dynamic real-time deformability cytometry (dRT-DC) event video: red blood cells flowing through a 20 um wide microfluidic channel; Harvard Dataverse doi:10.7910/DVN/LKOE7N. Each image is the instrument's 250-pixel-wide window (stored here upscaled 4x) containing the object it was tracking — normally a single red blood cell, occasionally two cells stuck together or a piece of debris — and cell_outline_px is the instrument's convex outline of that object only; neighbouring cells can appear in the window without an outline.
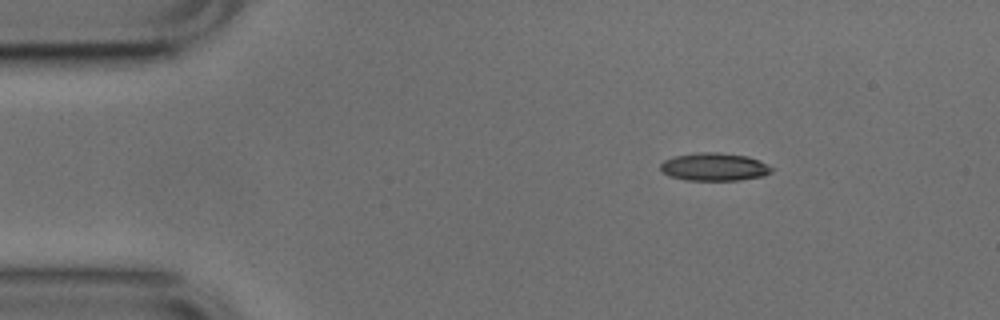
{"species": "common noctule bat (a hibernating species)", "species_latin": "Nyctalus noctula", "temperature_condition": "cold", "stored_images_in_passage": 46, "camera_frame_rate_fps": 3000, "um_per_image_px": 0.085, "animal": {"sex": "male", "body_mass_g": 17.9, "forearm_length_mm": 54.2}, "frame": {"image": 1, "passage_image": 1, "time_ms": 0.0, "image_size_px": [1000, 320], "cell_outline_px": [[772, 172], [764, 176], [740, 180], [688, 180], [668, 176], [660, 168], [660, 164], [664, 160], [672, 156], [696, 152], [720, 152], [748, 156], [772, 168]], "centroid_in_image_um": [60.67, 14.18], "position_along_channel_um": 24.3, "area_um2": 18.09}}
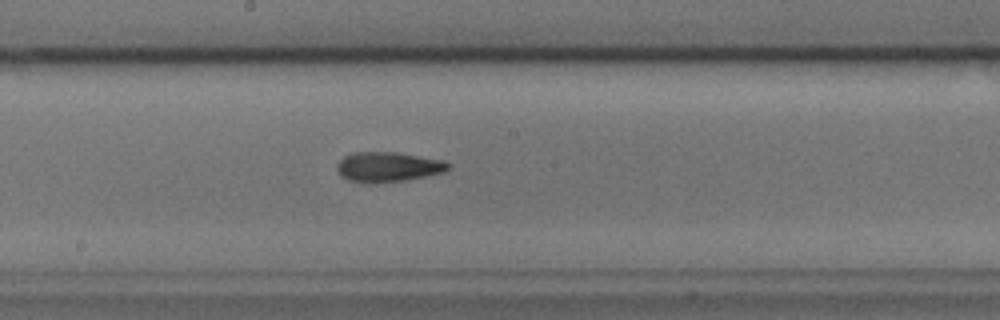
{"frame": {"image": 2, "passage_image": 21, "time_ms": 6.667, "image_size_px": [1000, 320], "cell_outline_px": [[448, 168], [444, 172], [404, 180], [348, 180], [340, 176], [336, 168], [336, 164], [344, 156], [352, 152], [396, 152], [440, 160], [448, 164]], "centroid_in_image_um": [32.93, 14.14], "position_along_channel_um": 215.3, "area_um2": 18.44}}
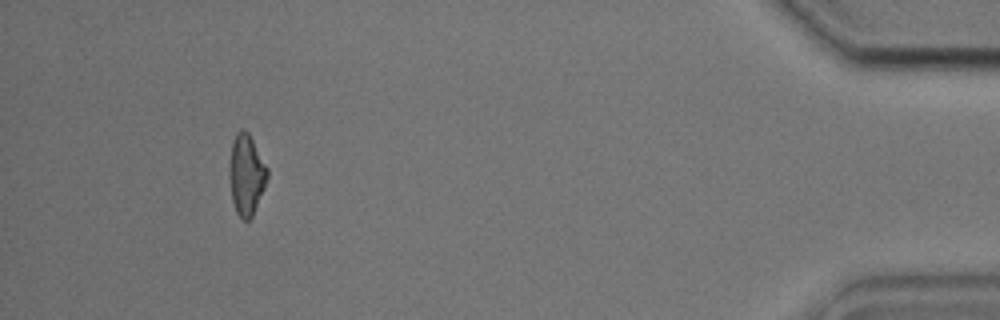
{"frame": {"image": 3, "passage_image": 42, "time_ms": 13.667, "image_size_px": [1000, 320], "cell_outline_px": [[268, 176], [264, 188], [252, 216], [248, 220], [244, 220], [236, 212], [232, 200], [228, 176], [228, 168], [232, 140], [236, 132], [240, 128], [244, 128], [248, 132], [268, 168]], "centroid_in_image_um": [20.91, 14.8], "position_along_channel_um": 414.3, "area_um2": 18.03}, "authors_computed_cell_mechanics": {"area_um2": 18.3804, "velocity_mm_per_s": 3.7861, "shape_relaxation_time_tau1_ms": 3.2888, "shape_relaxation_time_tau2_ms": 3.2293, "deformation_change_tau1": 0.1372, "deformation_change_tau2": 0.1256}}